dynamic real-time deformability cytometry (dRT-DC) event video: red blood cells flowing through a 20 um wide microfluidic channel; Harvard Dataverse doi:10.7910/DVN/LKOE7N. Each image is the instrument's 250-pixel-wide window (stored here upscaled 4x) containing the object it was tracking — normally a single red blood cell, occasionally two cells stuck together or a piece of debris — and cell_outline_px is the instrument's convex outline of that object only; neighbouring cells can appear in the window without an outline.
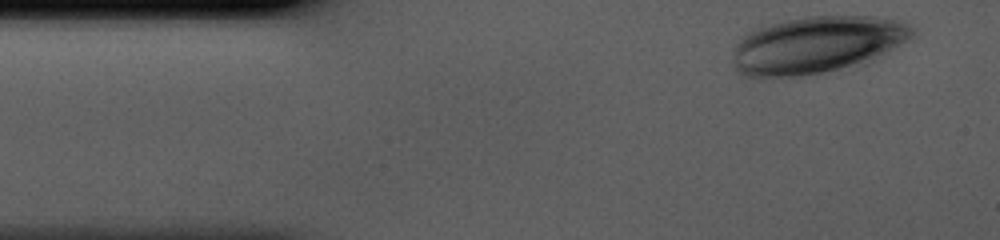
{"species": "human", "species_latin": "Homo sapiens", "temperature_condition": "cold", "stored_images_in_passage": 35, "camera_frame_rate_fps": 3000, "um_per_image_px": 0.085, "donor": {"sex": "male"}, "frame": {"image": 1, "passage_image": 1, "time_ms": 0.0, "image_size_px": [1000, 240], "cell_outline_px": [[916, 28], [912, 36], [908, 40], [868, 64], [856, 68], [800, 76], [744, 76], [736, 72], [732, 64], [732, 48], [744, 32], [772, 24], [788, 20], [808, 16], [872, 16], [904, 20]], "centroid_in_image_um": [69.47, 3.82], "position_along_channel_um": 15.5, "area_um2": 60.98}}
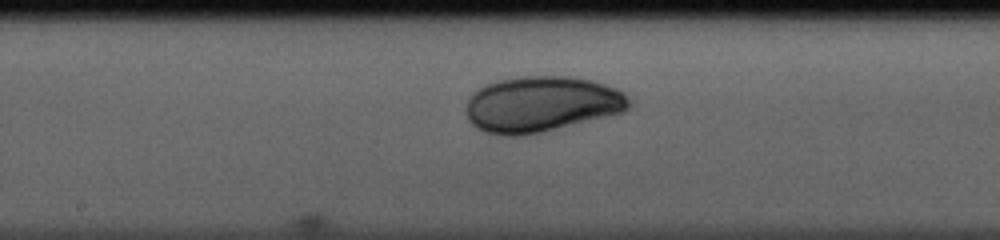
{"frame": {"image": 2, "passage_image": 19, "time_ms": 6.0, "image_size_px": [1000, 240], "cell_outline_px": [[628, 108], [624, 112], [540, 132], [520, 136], [496, 136], [484, 132], [476, 128], [468, 120], [468, 100], [472, 92], [484, 84], [500, 80], [520, 76], [568, 76], [592, 80], [616, 88], [624, 92], [628, 96]], "centroid_in_image_um": [46.0, 8.85], "position_along_channel_um": 202.2, "area_um2": 52.94}}
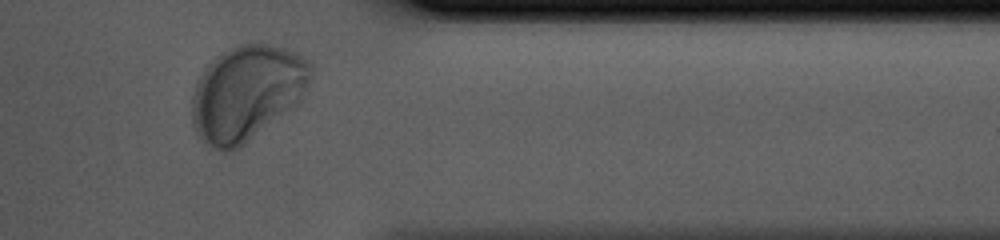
{"frame": {"image": 3, "passage_image": 33, "time_ms": 10.667, "image_size_px": [1000, 240], "cell_outline_px": [[312, 76], [300, 104], [240, 148], [228, 152], [216, 148], [200, 140], [192, 124], [192, 92], [204, 68], [220, 52], [236, 44], [272, 44], [296, 52], [312, 60]], "centroid_in_image_um": [21.02, 7.9], "position_along_channel_um": 390.4, "area_um2": 67.05}}